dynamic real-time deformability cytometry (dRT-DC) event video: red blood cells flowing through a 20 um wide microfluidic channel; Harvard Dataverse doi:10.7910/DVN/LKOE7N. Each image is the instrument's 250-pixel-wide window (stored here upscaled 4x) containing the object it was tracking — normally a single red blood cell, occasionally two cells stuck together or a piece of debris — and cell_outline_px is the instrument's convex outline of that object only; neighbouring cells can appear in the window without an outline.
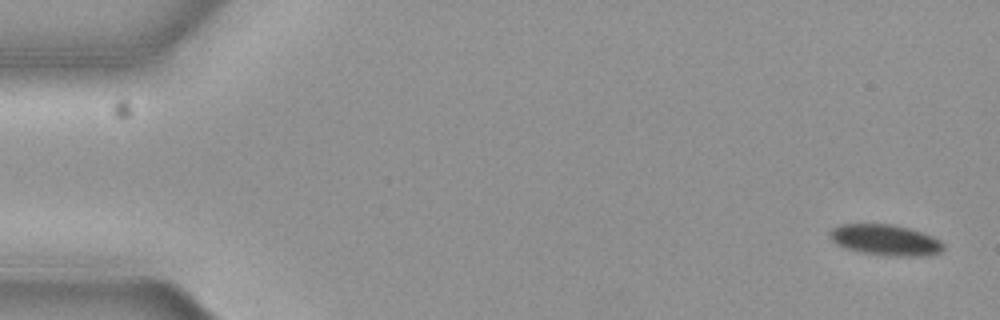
{"species": "common noctule bat (a hibernating species)", "species_latin": "Nyctalus noctula", "temperature_condition": "cold", "stored_images_in_passage": 5, "camera_frame_rate_fps": 3000, "um_per_image_px": 0.085, "animal": {"sex": "female", "body_mass_g": 19.3, "forearm_length_mm": 54.1}, "frame": {"image": 1, "passage_image": 1, "time_ms": 0.0, "image_size_px": [1000, 320], "cell_outline_px": [[944, 248], [940, 252], [924, 256], [900, 256], [864, 252], [844, 248], [832, 240], [832, 228], [840, 224], [892, 224], [908, 228], [932, 236], [940, 240], [944, 244]], "centroid_in_image_um": [75.3, 20.39], "position_along_channel_um": 9.7, "area_um2": 20.0}}
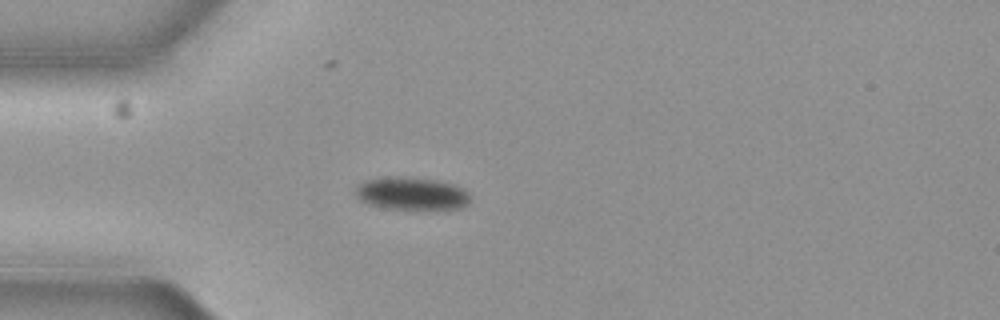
{"frame": {"image": 2, "passage_image": 5, "time_ms": 1.333, "image_size_px": [1000, 320], "cell_outline_px": [[472, 200], [464, 208], [384, 208], [368, 204], [360, 200], [356, 196], [356, 188], [360, 184], [368, 180], [436, 180], [452, 184], [468, 192]], "centroid_in_image_um": [35.06, 16.51], "position_along_channel_um": 49.9, "area_um2": 20.46}}